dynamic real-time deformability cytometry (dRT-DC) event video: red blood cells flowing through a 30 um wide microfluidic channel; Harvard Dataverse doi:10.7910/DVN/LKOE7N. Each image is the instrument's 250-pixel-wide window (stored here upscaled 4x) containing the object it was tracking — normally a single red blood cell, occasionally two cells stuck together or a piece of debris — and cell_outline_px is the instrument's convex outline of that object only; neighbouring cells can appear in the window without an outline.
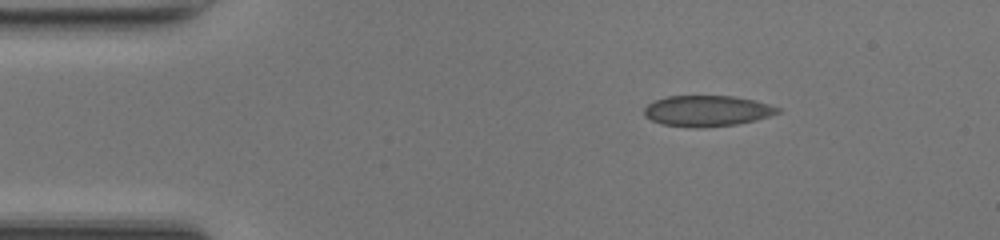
{"species": "common noctule bat (a hibernating species)", "species_latin": "Nyctalus noctula", "temperature_condition": "room temperature", "stored_images_in_passage": 8, "camera_frame_rate_fps": 3000, "um_per_image_px": 0.085, "animal": {"sex": "female", "body_mass_g": 17.0, "forearm_length_mm": 48.0}, "frame": {"image": 1, "passage_image": 1, "time_ms": 0.0, "image_size_px": [1000, 240], "cell_outline_px": [[780, 112], [756, 120], [736, 124], [700, 128], [688, 128], [660, 124], [644, 116], [644, 108], [648, 104], [656, 100], [668, 96], [732, 96], [752, 100], [768, 104], [780, 108]], "centroid_in_image_um": [60.06, 9.44], "position_along_channel_um": 24.9, "area_um2": 23.99}}